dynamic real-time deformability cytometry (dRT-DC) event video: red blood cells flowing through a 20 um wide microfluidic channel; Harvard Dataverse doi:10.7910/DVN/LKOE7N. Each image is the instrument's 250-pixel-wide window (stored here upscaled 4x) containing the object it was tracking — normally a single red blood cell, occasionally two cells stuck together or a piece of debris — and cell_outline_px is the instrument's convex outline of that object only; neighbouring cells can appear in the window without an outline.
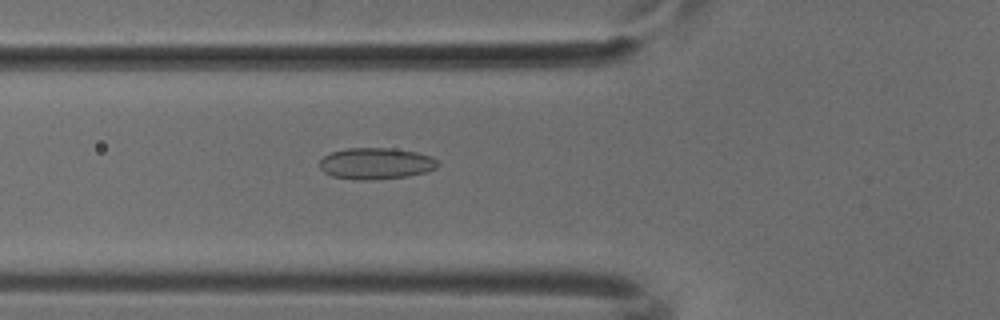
{"species": "common noctule bat (a hibernating species)", "species_latin": "Nyctalus noctula", "temperature_condition": "cold", "stored_images_in_passage": 44, "camera_frame_rate_fps": 3000, "um_per_image_px": 0.085, "animal": {"sex": "male", "body_mass_g": 18.8}, "frame": {"image": 1, "passage_image": 12, "time_ms": 3.667, "image_size_px": [1000, 320], "cell_outline_px": [[440, 164], [436, 168], [424, 172], [408, 176], [376, 180], [356, 180], [332, 176], [324, 172], [320, 168], [320, 160], [324, 156], [332, 152], [348, 148], [392, 148], [416, 152], [432, 156]], "centroid_in_image_um": [31.96, 13.9], "position_along_channel_um": 93.8, "area_um2": 21.73}}
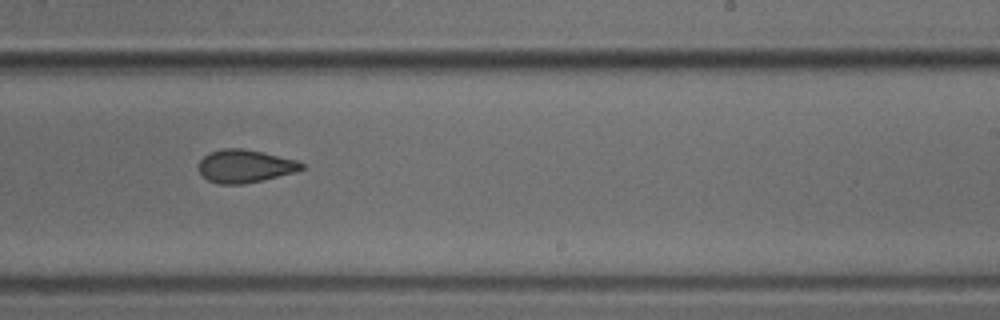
{"frame": {"image": 2, "passage_image": 25, "time_ms": 8.0, "image_size_px": [1000, 320], "cell_outline_px": [[304, 168], [296, 172], [264, 180], [244, 184], [220, 184], [208, 180], [196, 168], [196, 164], [204, 156], [212, 152], [224, 148], [240, 148], [264, 152], [296, 160], [304, 164]], "centroid_in_image_um": [20.82, 14.13], "position_along_channel_um": 268.2, "area_um2": 19.88}}
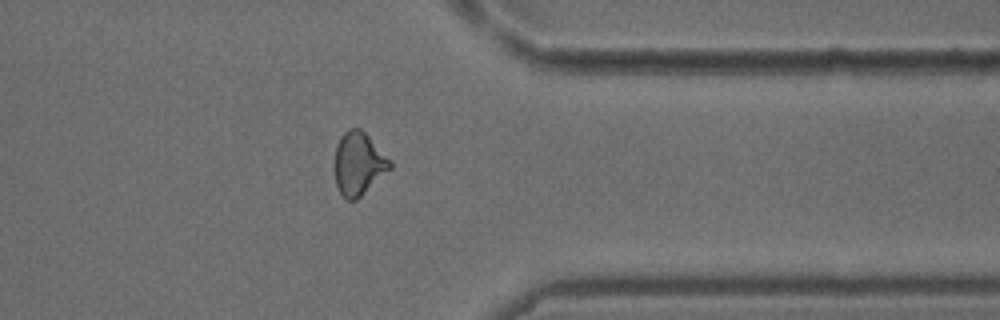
{"frame": {"image": 3, "passage_image": 34, "time_ms": 11.0, "image_size_px": [1000, 320], "cell_outline_px": [[392, 168], [356, 200], [348, 200], [340, 192], [336, 184], [332, 168], [332, 164], [336, 144], [340, 136], [348, 128], [360, 128], [392, 160]], "centroid_in_image_um": [30.44, 13.89], "position_along_channel_um": 381.0, "area_um2": 20.75}}